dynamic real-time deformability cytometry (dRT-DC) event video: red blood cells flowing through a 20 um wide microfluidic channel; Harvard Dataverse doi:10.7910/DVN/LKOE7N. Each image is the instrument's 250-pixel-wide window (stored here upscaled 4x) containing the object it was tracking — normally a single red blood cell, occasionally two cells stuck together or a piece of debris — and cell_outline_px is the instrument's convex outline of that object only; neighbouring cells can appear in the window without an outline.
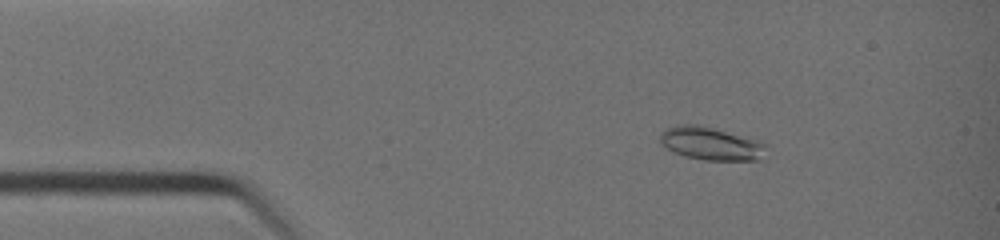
{"species": "common noctule bat (a hibernating species)", "species_latin": "Nyctalus noctula", "temperature_condition": "warm", "stored_images_in_passage": 35, "camera_frame_rate_fps": 3000, "um_per_image_px": 0.085, "animal": {"sex": "female", "body_mass_g": 19.0, "forearm_length_mm": 51.5}, "frame": {"image": 1, "passage_image": 1, "time_ms": 0.0, "image_size_px": [1000, 240], "cell_outline_px": [[764, 160], [704, 160], [684, 156], [672, 152], [660, 144], [660, 132], [676, 124], [700, 124], [760, 140], [764, 144]], "centroid_in_image_um": [60.4, 12.2], "position_along_channel_um": 24.6, "area_um2": 20.75}}
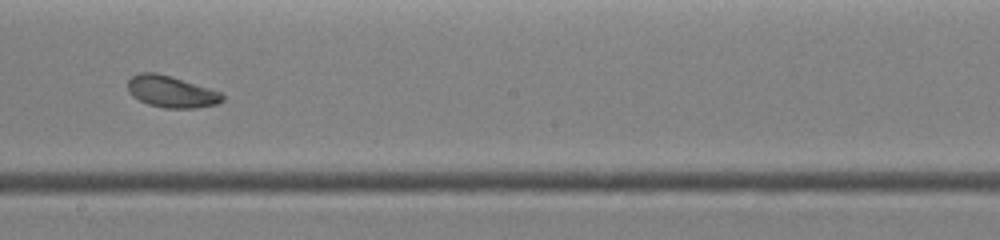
{"frame": {"image": 2, "passage_image": 18, "time_ms": 5.667, "image_size_px": [1000, 240], "cell_outline_px": [[224, 100], [216, 104], [196, 108], [164, 108], [148, 104], [132, 96], [128, 92], [128, 80], [132, 76], [140, 72], [156, 72], [172, 76], [220, 92], [224, 96]], "centroid_in_image_um": [14.54, 7.79], "position_along_channel_um": 233.7, "area_um2": 17.46}}
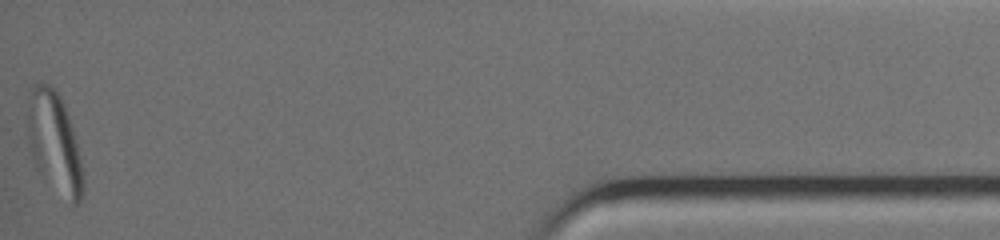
{"frame": {"image": 3, "passage_image": 35, "time_ms": 11.333, "image_size_px": [1000, 240], "cell_outline_px": [[84, 192], [80, 200], [76, 204], [72, 204], [36, 168], [32, 156], [28, 140], [24, 120], [28, 88], [32, 84], [40, 80], [56, 88], [64, 104], [72, 128], [84, 172]], "centroid_in_image_um": [4.55, 11.98], "position_along_channel_um": 430.6, "area_um2": 33.29}, "authors_computed_cell_mechanics": {"area_um2": 19.3052, "velocity_mm_per_s": 4.7731, "shape_relaxation_time_tau1_ms": 4.1194, "shape_relaxation_time_tau2_ms": 3.4087, "deformation_change_tau1": 0.1397, "deformation_change_tau2": 0.0852}}